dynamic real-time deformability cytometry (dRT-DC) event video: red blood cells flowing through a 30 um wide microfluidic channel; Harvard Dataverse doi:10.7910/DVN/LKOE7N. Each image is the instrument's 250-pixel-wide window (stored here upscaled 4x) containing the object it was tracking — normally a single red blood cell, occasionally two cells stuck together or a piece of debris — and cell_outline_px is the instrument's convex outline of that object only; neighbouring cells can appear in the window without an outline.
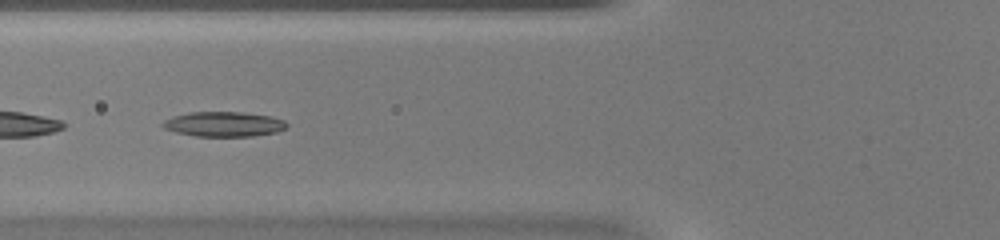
{"species": "common noctule bat (a hibernating species)", "species_latin": "Nyctalus noctula", "temperature_condition": "warm", "stored_images_in_passage": 42, "segment_of_instrument_passage": [2, 2], "camera_frame_rate_fps": 3000, "um_per_image_px": 0.085, "animal": {"sex": "female", "body_mass_g": 20.0, "forearm_length_mm": 54.0}, "frame": {"image": 1, "passage_image": 13, "time_ms": 4.0, "image_size_px": [1000, 240], "cell_outline_px": [[288, 124], [284, 128], [276, 132], [252, 136], [196, 136], [176, 132], [164, 128], [160, 124], [164, 120], [172, 116], [188, 112], [244, 112], [268, 116], [284, 120]], "centroid_in_image_um": [18.98, 10.54], "position_along_channel_um": 106.8, "area_um2": 17.92}}
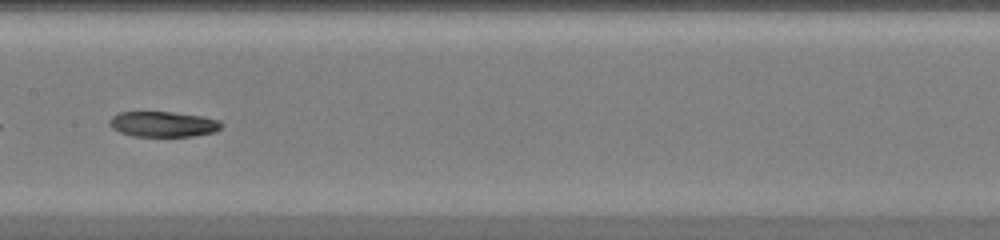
{"frame": {"image": 2, "passage_image": 19, "time_ms": 6.0, "image_size_px": [1000, 240], "cell_outline_px": [[224, 124], [216, 132], [192, 136], [132, 136], [120, 132], [112, 128], [108, 124], [108, 120], [112, 116], [120, 112], [172, 112], [200, 116], [220, 120]], "centroid_in_image_um": [13.86, 10.55], "position_along_channel_um": 193.5, "area_um2": 16.65}}
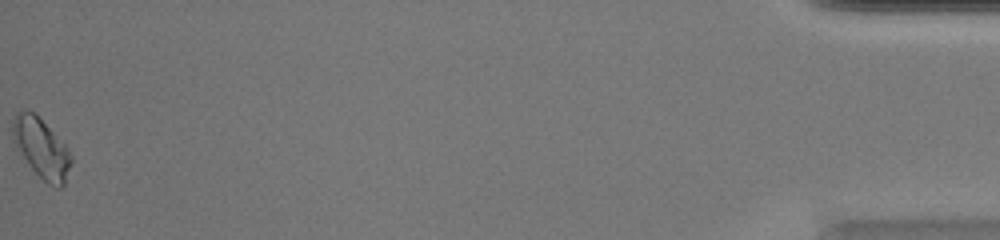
{"frame": {"image": 3, "passage_image": 42, "time_ms": 13.667, "image_size_px": [1000, 240], "cell_outline_px": [[72, 160], [64, 184], [60, 188], [56, 188], [48, 184], [28, 164], [12, 140], [12, 116], [16, 112], [24, 108], [36, 112], [68, 148], [72, 156]], "centroid_in_image_um": [3.49, 12.53], "position_along_channel_um": 431.7, "area_um2": 20.58}}